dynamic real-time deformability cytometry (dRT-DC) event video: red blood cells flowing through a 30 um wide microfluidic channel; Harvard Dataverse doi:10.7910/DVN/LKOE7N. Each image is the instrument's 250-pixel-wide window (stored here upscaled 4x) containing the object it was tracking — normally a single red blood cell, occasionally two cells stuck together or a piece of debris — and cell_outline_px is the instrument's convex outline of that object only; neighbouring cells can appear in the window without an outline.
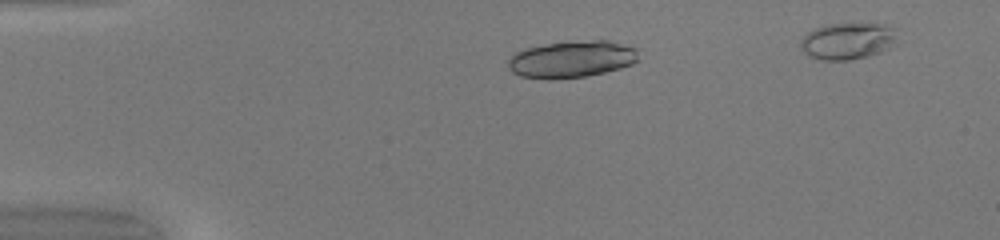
{"species": "common noctule bat (a hibernating species)", "species_latin": "Nyctalus noctula", "temperature_condition": "warm", "stored_images_in_passage": 37, "camera_frame_rate_fps": 3000, "um_per_image_px": 0.085, "animal": {"sex": "female", "body_mass_g": 20.0, "forearm_length_mm": 54.0}, "frame": {"image": 1, "passage_image": 2, "time_ms": 0.333, "image_size_px": [1000, 240], "cell_outline_px": [[636, 60], [632, 64], [620, 68], [588, 76], [552, 80], [544, 80], [520, 76], [512, 72], [508, 68], [508, 60], [516, 52], [524, 48], [548, 44], [592, 40], [608, 40], [636, 48]], "centroid_in_image_um": [48.54, 5.06], "position_along_channel_um": 36.5, "area_um2": 27.92}}
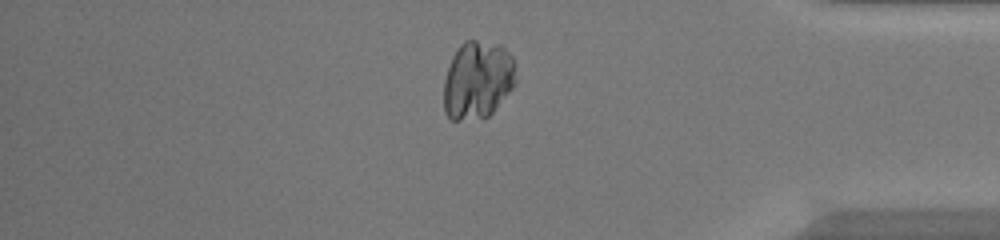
{"frame": {"image": 2, "passage_image": 33, "time_ms": 10.667, "image_size_px": [1000, 240], "cell_outline_px": [[516, 84], [492, 112], [488, 116], [460, 120], [448, 120], [444, 112], [444, 80], [452, 56], [460, 44], [464, 40], [476, 40], [500, 44], [512, 56], [516, 80]], "centroid_in_image_um": [40.58, 6.79], "position_along_channel_um": 394.6, "area_um2": 32.83}}